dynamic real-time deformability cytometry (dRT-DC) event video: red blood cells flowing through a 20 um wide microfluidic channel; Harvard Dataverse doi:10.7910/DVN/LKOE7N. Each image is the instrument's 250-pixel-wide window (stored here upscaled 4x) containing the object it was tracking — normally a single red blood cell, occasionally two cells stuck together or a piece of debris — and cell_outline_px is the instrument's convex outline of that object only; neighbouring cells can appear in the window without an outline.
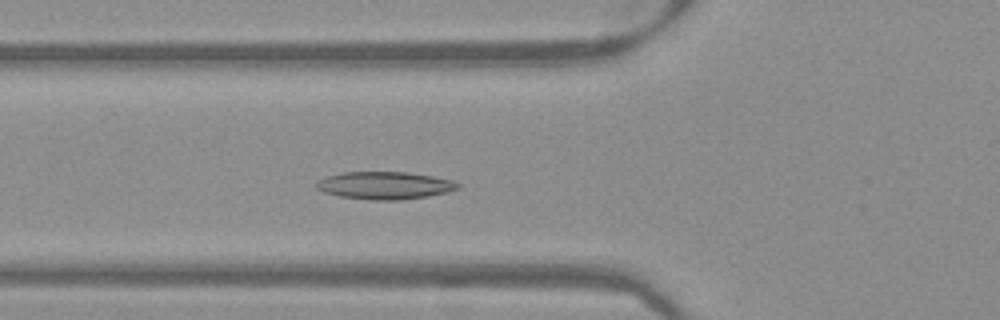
{"species": "Egyptian fruit bat (a non-hibernating species)", "species_latin": "Rousettus aegyptiacus", "temperature_condition": "warm", "stored_images_in_passage": 50, "camera_frame_rate_fps": 3000, "um_per_image_px": 0.085, "frame": {"image": 1, "passage_image": 17, "time_ms": 5.333, "image_size_px": [1000, 320], "cell_outline_px": [[460, 188], [428, 196], [400, 200], [368, 200], [340, 196], [324, 192], [316, 188], [316, 180], [324, 176], [344, 172], [408, 172], [432, 176], [452, 180], [460, 184]], "centroid_in_image_um": [32.66, 15.76], "position_along_channel_um": 93.1, "area_um2": 22.77}}
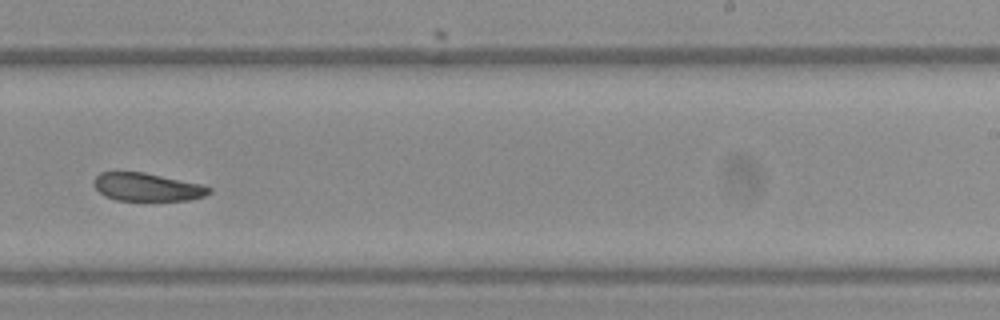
{"frame": {"image": 2, "passage_image": 31, "time_ms": 10.0, "image_size_px": [1000, 320], "cell_outline_px": [[212, 192], [204, 196], [188, 200], [116, 200], [104, 196], [92, 184], [92, 180], [100, 172], [144, 172], [200, 184], [212, 188]], "centroid_in_image_um": [12.47, 15.9], "position_along_channel_um": 276.5, "area_um2": 18.79}}
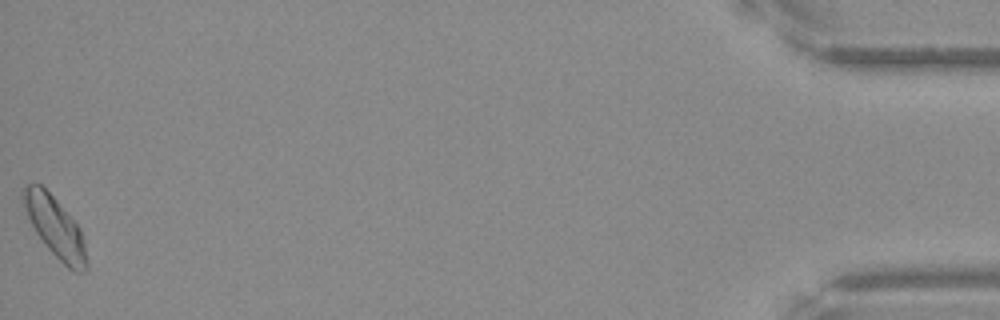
{"frame": {"image": 3, "passage_image": 50, "time_ms": 16.333, "image_size_px": [1000, 320], "cell_outline_px": [[88, 268], [84, 272], [72, 272], [44, 244], [36, 232], [24, 208], [20, 196], [20, 192], [28, 184], [40, 184], [56, 200], [80, 228], [84, 240], [88, 264]], "centroid_in_image_um": [4.69, 19.33], "position_along_channel_um": 430.5, "area_um2": 22.08}}